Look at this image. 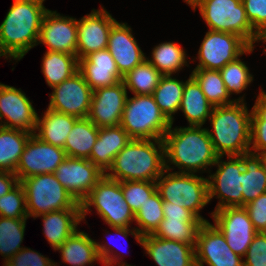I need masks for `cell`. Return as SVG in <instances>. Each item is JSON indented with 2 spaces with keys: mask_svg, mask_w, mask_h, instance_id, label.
Wrapping results in <instances>:
<instances>
[{
  "mask_svg": "<svg viewBox=\"0 0 266 266\" xmlns=\"http://www.w3.org/2000/svg\"><path fill=\"white\" fill-rule=\"evenodd\" d=\"M164 219L197 218L188 209L172 202H163Z\"/></svg>",
  "mask_w": 266,
  "mask_h": 266,
  "instance_id": "cell-48",
  "label": "cell"
},
{
  "mask_svg": "<svg viewBox=\"0 0 266 266\" xmlns=\"http://www.w3.org/2000/svg\"><path fill=\"white\" fill-rule=\"evenodd\" d=\"M78 71L83 75L91 89L97 90L115 85L123 80L110 51L105 48L79 59Z\"/></svg>",
  "mask_w": 266,
  "mask_h": 266,
  "instance_id": "cell-24",
  "label": "cell"
},
{
  "mask_svg": "<svg viewBox=\"0 0 266 266\" xmlns=\"http://www.w3.org/2000/svg\"><path fill=\"white\" fill-rule=\"evenodd\" d=\"M156 186L163 202L184 207L202 222H208L200 215V210L209 203L207 178L165 170L156 180Z\"/></svg>",
  "mask_w": 266,
  "mask_h": 266,
  "instance_id": "cell-6",
  "label": "cell"
},
{
  "mask_svg": "<svg viewBox=\"0 0 266 266\" xmlns=\"http://www.w3.org/2000/svg\"><path fill=\"white\" fill-rule=\"evenodd\" d=\"M27 219L0 216V255L4 257V263L24 248L21 243Z\"/></svg>",
  "mask_w": 266,
  "mask_h": 266,
  "instance_id": "cell-38",
  "label": "cell"
},
{
  "mask_svg": "<svg viewBox=\"0 0 266 266\" xmlns=\"http://www.w3.org/2000/svg\"><path fill=\"white\" fill-rule=\"evenodd\" d=\"M91 206L110 227L128 228L135 221V214L124 199L121 182L105 174L81 202L82 221L92 211Z\"/></svg>",
  "mask_w": 266,
  "mask_h": 266,
  "instance_id": "cell-7",
  "label": "cell"
},
{
  "mask_svg": "<svg viewBox=\"0 0 266 266\" xmlns=\"http://www.w3.org/2000/svg\"><path fill=\"white\" fill-rule=\"evenodd\" d=\"M254 46H250L242 37L215 30H208L199 47V63L195 68L220 70L244 54H250Z\"/></svg>",
  "mask_w": 266,
  "mask_h": 266,
  "instance_id": "cell-11",
  "label": "cell"
},
{
  "mask_svg": "<svg viewBox=\"0 0 266 266\" xmlns=\"http://www.w3.org/2000/svg\"><path fill=\"white\" fill-rule=\"evenodd\" d=\"M244 258L243 266H266V232L254 236Z\"/></svg>",
  "mask_w": 266,
  "mask_h": 266,
  "instance_id": "cell-46",
  "label": "cell"
},
{
  "mask_svg": "<svg viewBox=\"0 0 266 266\" xmlns=\"http://www.w3.org/2000/svg\"><path fill=\"white\" fill-rule=\"evenodd\" d=\"M48 108L77 118H87L93 90L78 71L69 79L53 87Z\"/></svg>",
  "mask_w": 266,
  "mask_h": 266,
  "instance_id": "cell-16",
  "label": "cell"
},
{
  "mask_svg": "<svg viewBox=\"0 0 266 266\" xmlns=\"http://www.w3.org/2000/svg\"><path fill=\"white\" fill-rule=\"evenodd\" d=\"M37 116L32 102L20 88L0 83V122L2 127L34 134Z\"/></svg>",
  "mask_w": 266,
  "mask_h": 266,
  "instance_id": "cell-17",
  "label": "cell"
},
{
  "mask_svg": "<svg viewBox=\"0 0 266 266\" xmlns=\"http://www.w3.org/2000/svg\"><path fill=\"white\" fill-rule=\"evenodd\" d=\"M202 223L199 218L163 219L152 235L195 247L198 229Z\"/></svg>",
  "mask_w": 266,
  "mask_h": 266,
  "instance_id": "cell-36",
  "label": "cell"
},
{
  "mask_svg": "<svg viewBox=\"0 0 266 266\" xmlns=\"http://www.w3.org/2000/svg\"><path fill=\"white\" fill-rule=\"evenodd\" d=\"M259 41L266 43V33H262L258 36L256 39V42L258 43ZM264 53L266 54V48L263 49Z\"/></svg>",
  "mask_w": 266,
  "mask_h": 266,
  "instance_id": "cell-53",
  "label": "cell"
},
{
  "mask_svg": "<svg viewBox=\"0 0 266 266\" xmlns=\"http://www.w3.org/2000/svg\"><path fill=\"white\" fill-rule=\"evenodd\" d=\"M107 49L113 56L122 76L142 63L147 57L139 47L127 23L116 22L109 33Z\"/></svg>",
  "mask_w": 266,
  "mask_h": 266,
  "instance_id": "cell-22",
  "label": "cell"
},
{
  "mask_svg": "<svg viewBox=\"0 0 266 266\" xmlns=\"http://www.w3.org/2000/svg\"><path fill=\"white\" fill-rule=\"evenodd\" d=\"M219 71L230 96L232 94L242 93L254 79L249 67L240 57L229 62Z\"/></svg>",
  "mask_w": 266,
  "mask_h": 266,
  "instance_id": "cell-41",
  "label": "cell"
},
{
  "mask_svg": "<svg viewBox=\"0 0 266 266\" xmlns=\"http://www.w3.org/2000/svg\"><path fill=\"white\" fill-rule=\"evenodd\" d=\"M66 158L67 155L63 148L46 143L35 134H31L25 144L15 174L20 182L31 176L54 173Z\"/></svg>",
  "mask_w": 266,
  "mask_h": 266,
  "instance_id": "cell-13",
  "label": "cell"
},
{
  "mask_svg": "<svg viewBox=\"0 0 266 266\" xmlns=\"http://www.w3.org/2000/svg\"><path fill=\"white\" fill-rule=\"evenodd\" d=\"M88 159L67 157L56 169L54 175L63 187L81 203L104 176Z\"/></svg>",
  "mask_w": 266,
  "mask_h": 266,
  "instance_id": "cell-18",
  "label": "cell"
},
{
  "mask_svg": "<svg viewBox=\"0 0 266 266\" xmlns=\"http://www.w3.org/2000/svg\"><path fill=\"white\" fill-rule=\"evenodd\" d=\"M3 266H55V262L35 250L24 247Z\"/></svg>",
  "mask_w": 266,
  "mask_h": 266,
  "instance_id": "cell-45",
  "label": "cell"
},
{
  "mask_svg": "<svg viewBox=\"0 0 266 266\" xmlns=\"http://www.w3.org/2000/svg\"><path fill=\"white\" fill-rule=\"evenodd\" d=\"M77 34L76 18L48 10L42 21L37 45H46L47 51L76 55Z\"/></svg>",
  "mask_w": 266,
  "mask_h": 266,
  "instance_id": "cell-21",
  "label": "cell"
},
{
  "mask_svg": "<svg viewBox=\"0 0 266 266\" xmlns=\"http://www.w3.org/2000/svg\"><path fill=\"white\" fill-rule=\"evenodd\" d=\"M127 96L123 81L94 90L87 118L98 128L119 126Z\"/></svg>",
  "mask_w": 266,
  "mask_h": 266,
  "instance_id": "cell-20",
  "label": "cell"
},
{
  "mask_svg": "<svg viewBox=\"0 0 266 266\" xmlns=\"http://www.w3.org/2000/svg\"><path fill=\"white\" fill-rule=\"evenodd\" d=\"M166 170L165 147L161 139H131L115 156L112 166L105 175L113 180L151 181Z\"/></svg>",
  "mask_w": 266,
  "mask_h": 266,
  "instance_id": "cell-3",
  "label": "cell"
},
{
  "mask_svg": "<svg viewBox=\"0 0 266 266\" xmlns=\"http://www.w3.org/2000/svg\"><path fill=\"white\" fill-rule=\"evenodd\" d=\"M133 227L123 228V227H111L116 232V235H121L122 238L127 239L128 235L131 234L141 245L142 235ZM114 239V238H113Z\"/></svg>",
  "mask_w": 266,
  "mask_h": 266,
  "instance_id": "cell-50",
  "label": "cell"
},
{
  "mask_svg": "<svg viewBox=\"0 0 266 266\" xmlns=\"http://www.w3.org/2000/svg\"><path fill=\"white\" fill-rule=\"evenodd\" d=\"M257 232H266V193L243 206Z\"/></svg>",
  "mask_w": 266,
  "mask_h": 266,
  "instance_id": "cell-47",
  "label": "cell"
},
{
  "mask_svg": "<svg viewBox=\"0 0 266 266\" xmlns=\"http://www.w3.org/2000/svg\"><path fill=\"white\" fill-rule=\"evenodd\" d=\"M130 140L128 133L120 125L99 128L97 141L88 160L106 173L112 166L115 156Z\"/></svg>",
  "mask_w": 266,
  "mask_h": 266,
  "instance_id": "cell-25",
  "label": "cell"
},
{
  "mask_svg": "<svg viewBox=\"0 0 266 266\" xmlns=\"http://www.w3.org/2000/svg\"><path fill=\"white\" fill-rule=\"evenodd\" d=\"M112 247L106 243L96 242L88 233L77 230L56 251L61 253L62 262L70 266H94L93 263L96 261L104 266H132L121 262V254L115 253Z\"/></svg>",
  "mask_w": 266,
  "mask_h": 266,
  "instance_id": "cell-12",
  "label": "cell"
},
{
  "mask_svg": "<svg viewBox=\"0 0 266 266\" xmlns=\"http://www.w3.org/2000/svg\"><path fill=\"white\" fill-rule=\"evenodd\" d=\"M121 188L124 199L134 214L157 191L156 182L140 180L122 181Z\"/></svg>",
  "mask_w": 266,
  "mask_h": 266,
  "instance_id": "cell-42",
  "label": "cell"
},
{
  "mask_svg": "<svg viewBox=\"0 0 266 266\" xmlns=\"http://www.w3.org/2000/svg\"><path fill=\"white\" fill-rule=\"evenodd\" d=\"M214 106L208 101L200 85L189 75L185 81L179 111L184 113L188 126H203Z\"/></svg>",
  "mask_w": 266,
  "mask_h": 266,
  "instance_id": "cell-27",
  "label": "cell"
},
{
  "mask_svg": "<svg viewBox=\"0 0 266 266\" xmlns=\"http://www.w3.org/2000/svg\"><path fill=\"white\" fill-rule=\"evenodd\" d=\"M258 155L261 159L262 166H263L264 170L266 171V152H260V153H258Z\"/></svg>",
  "mask_w": 266,
  "mask_h": 266,
  "instance_id": "cell-52",
  "label": "cell"
},
{
  "mask_svg": "<svg viewBox=\"0 0 266 266\" xmlns=\"http://www.w3.org/2000/svg\"><path fill=\"white\" fill-rule=\"evenodd\" d=\"M170 125L152 95L127 96L120 126L131 139L163 140Z\"/></svg>",
  "mask_w": 266,
  "mask_h": 266,
  "instance_id": "cell-5",
  "label": "cell"
},
{
  "mask_svg": "<svg viewBox=\"0 0 266 266\" xmlns=\"http://www.w3.org/2000/svg\"><path fill=\"white\" fill-rule=\"evenodd\" d=\"M141 245L157 266H196L193 245L153 235L142 236Z\"/></svg>",
  "mask_w": 266,
  "mask_h": 266,
  "instance_id": "cell-23",
  "label": "cell"
},
{
  "mask_svg": "<svg viewBox=\"0 0 266 266\" xmlns=\"http://www.w3.org/2000/svg\"><path fill=\"white\" fill-rule=\"evenodd\" d=\"M116 19L103 7L77 20L76 56L82 59L92 52L107 48L108 37Z\"/></svg>",
  "mask_w": 266,
  "mask_h": 266,
  "instance_id": "cell-19",
  "label": "cell"
},
{
  "mask_svg": "<svg viewBox=\"0 0 266 266\" xmlns=\"http://www.w3.org/2000/svg\"><path fill=\"white\" fill-rule=\"evenodd\" d=\"M185 50L174 42H163L152 50L151 58H146L162 75H172L184 66L188 67ZM150 59V60H149Z\"/></svg>",
  "mask_w": 266,
  "mask_h": 266,
  "instance_id": "cell-35",
  "label": "cell"
},
{
  "mask_svg": "<svg viewBox=\"0 0 266 266\" xmlns=\"http://www.w3.org/2000/svg\"><path fill=\"white\" fill-rule=\"evenodd\" d=\"M223 156H218L213 166L217 167L215 173L208 175L209 202L216 197L219 202L215 210L225 207L243 206L242 196V155L227 156L228 160H222Z\"/></svg>",
  "mask_w": 266,
  "mask_h": 266,
  "instance_id": "cell-10",
  "label": "cell"
},
{
  "mask_svg": "<svg viewBox=\"0 0 266 266\" xmlns=\"http://www.w3.org/2000/svg\"><path fill=\"white\" fill-rule=\"evenodd\" d=\"M31 133L0 127V171L15 173Z\"/></svg>",
  "mask_w": 266,
  "mask_h": 266,
  "instance_id": "cell-33",
  "label": "cell"
},
{
  "mask_svg": "<svg viewBox=\"0 0 266 266\" xmlns=\"http://www.w3.org/2000/svg\"><path fill=\"white\" fill-rule=\"evenodd\" d=\"M19 180L15 173L9 171H0V197L13 189Z\"/></svg>",
  "mask_w": 266,
  "mask_h": 266,
  "instance_id": "cell-49",
  "label": "cell"
},
{
  "mask_svg": "<svg viewBox=\"0 0 266 266\" xmlns=\"http://www.w3.org/2000/svg\"><path fill=\"white\" fill-rule=\"evenodd\" d=\"M203 0H184L194 10Z\"/></svg>",
  "mask_w": 266,
  "mask_h": 266,
  "instance_id": "cell-51",
  "label": "cell"
},
{
  "mask_svg": "<svg viewBox=\"0 0 266 266\" xmlns=\"http://www.w3.org/2000/svg\"><path fill=\"white\" fill-rule=\"evenodd\" d=\"M185 82L173 78V75H163L153 91L155 103L166 118L173 123V115L179 111Z\"/></svg>",
  "mask_w": 266,
  "mask_h": 266,
  "instance_id": "cell-34",
  "label": "cell"
},
{
  "mask_svg": "<svg viewBox=\"0 0 266 266\" xmlns=\"http://www.w3.org/2000/svg\"><path fill=\"white\" fill-rule=\"evenodd\" d=\"M43 219V233L48 243L56 251L78 229L82 221L81 209H62L40 216Z\"/></svg>",
  "mask_w": 266,
  "mask_h": 266,
  "instance_id": "cell-26",
  "label": "cell"
},
{
  "mask_svg": "<svg viewBox=\"0 0 266 266\" xmlns=\"http://www.w3.org/2000/svg\"><path fill=\"white\" fill-rule=\"evenodd\" d=\"M247 19L260 35L266 33V0H241Z\"/></svg>",
  "mask_w": 266,
  "mask_h": 266,
  "instance_id": "cell-44",
  "label": "cell"
},
{
  "mask_svg": "<svg viewBox=\"0 0 266 266\" xmlns=\"http://www.w3.org/2000/svg\"><path fill=\"white\" fill-rule=\"evenodd\" d=\"M163 75L147 60L123 76L126 89L134 95H152Z\"/></svg>",
  "mask_w": 266,
  "mask_h": 266,
  "instance_id": "cell-37",
  "label": "cell"
},
{
  "mask_svg": "<svg viewBox=\"0 0 266 266\" xmlns=\"http://www.w3.org/2000/svg\"><path fill=\"white\" fill-rule=\"evenodd\" d=\"M41 69L47 85L53 88L78 72L79 60L76 55L46 51Z\"/></svg>",
  "mask_w": 266,
  "mask_h": 266,
  "instance_id": "cell-31",
  "label": "cell"
},
{
  "mask_svg": "<svg viewBox=\"0 0 266 266\" xmlns=\"http://www.w3.org/2000/svg\"><path fill=\"white\" fill-rule=\"evenodd\" d=\"M200 15L210 30L233 33L255 46L259 34L252 28L241 0H203Z\"/></svg>",
  "mask_w": 266,
  "mask_h": 266,
  "instance_id": "cell-9",
  "label": "cell"
},
{
  "mask_svg": "<svg viewBox=\"0 0 266 266\" xmlns=\"http://www.w3.org/2000/svg\"><path fill=\"white\" fill-rule=\"evenodd\" d=\"M163 219V200L158 191H156L141 205L135 214V223L139 226L135 227V229L142 236L152 235Z\"/></svg>",
  "mask_w": 266,
  "mask_h": 266,
  "instance_id": "cell-39",
  "label": "cell"
},
{
  "mask_svg": "<svg viewBox=\"0 0 266 266\" xmlns=\"http://www.w3.org/2000/svg\"><path fill=\"white\" fill-rule=\"evenodd\" d=\"M48 10L36 0H14L0 25V57L18 62L36 46Z\"/></svg>",
  "mask_w": 266,
  "mask_h": 266,
  "instance_id": "cell-2",
  "label": "cell"
},
{
  "mask_svg": "<svg viewBox=\"0 0 266 266\" xmlns=\"http://www.w3.org/2000/svg\"><path fill=\"white\" fill-rule=\"evenodd\" d=\"M0 216L8 218H29L25 191L19 182L7 194L0 197Z\"/></svg>",
  "mask_w": 266,
  "mask_h": 266,
  "instance_id": "cell-43",
  "label": "cell"
},
{
  "mask_svg": "<svg viewBox=\"0 0 266 266\" xmlns=\"http://www.w3.org/2000/svg\"><path fill=\"white\" fill-rule=\"evenodd\" d=\"M247 103L236 101L226 106H216L209 117L213 130L208 135L218 156H240L250 152L252 110Z\"/></svg>",
  "mask_w": 266,
  "mask_h": 266,
  "instance_id": "cell-4",
  "label": "cell"
},
{
  "mask_svg": "<svg viewBox=\"0 0 266 266\" xmlns=\"http://www.w3.org/2000/svg\"><path fill=\"white\" fill-rule=\"evenodd\" d=\"M194 248L196 266H243V257L231 250L222 232L209 221L199 227Z\"/></svg>",
  "mask_w": 266,
  "mask_h": 266,
  "instance_id": "cell-15",
  "label": "cell"
},
{
  "mask_svg": "<svg viewBox=\"0 0 266 266\" xmlns=\"http://www.w3.org/2000/svg\"><path fill=\"white\" fill-rule=\"evenodd\" d=\"M27 204V215L33 219L62 209H81V203L63 187L54 173L31 176L20 181Z\"/></svg>",
  "mask_w": 266,
  "mask_h": 266,
  "instance_id": "cell-8",
  "label": "cell"
},
{
  "mask_svg": "<svg viewBox=\"0 0 266 266\" xmlns=\"http://www.w3.org/2000/svg\"><path fill=\"white\" fill-rule=\"evenodd\" d=\"M200 85L201 90L214 106H226L236 101H244V96L238 99H230L231 96L225 87L219 70L194 68L190 74Z\"/></svg>",
  "mask_w": 266,
  "mask_h": 266,
  "instance_id": "cell-32",
  "label": "cell"
},
{
  "mask_svg": "<svg viewBox=\"0 0 266 266\" xmlns=\"http://www.w3.org/2000/svg\"><path fill=\"white\" fill-rule=\"evenodd\" d=\"M242 196L243 206L266 193V171L258 154L248 152L242 154Z\"/></svg>",
  "mask_w": 266,
  "mask_h": 266,
  "instance_id": "cell-30",
  "label": "cell"
},
{
  "mask_svg": "<svg viewBox=\"0 0 266 266\" xmlns=\"http://www.w3.org/2000/svg\"><path fill=\"white\" fill-rule=\"evenodd\" d=\"M99 128L88 118H78L65 141L67 157L89 159L93 145L97 141Z\"/></svg>",
  "mask_w": 266,
  "mask_h": 266,
  "instance_id": "cell-29",
  "label": "cell"
},
{
  "mask_svg": "<svg viewBox=\"0 0 266 266\" xmlns=\"http://www.w3.org/2000/svg\"><path fill=\"white\" fill-rule=\"evenodd\" d=\"M77 119V117L47 108L43 117L37 116L34 134L46 143L64 148L68 134Z\"/></svg>",
  "mask_w": 266,
  "mask_h": 266,
  "instance_id": "cell-28",
  "label": "cell"
},
{
  "mask_svg": "<svg viewBox=\"0 0 266 266\" xmlns=\"http://www.w3.org/2000/svg\"><path fill=\"white\" fill-rule=\"evenodd\" d=\"M260 89L252 107L250 152L258 154L266 152V92Z\"/></svg>",
  "mask_w": 266,
  "mask_h": 266,
  "instance_id": "cell-40",
  "label": "cell"
},
{
  "mask_svg": "<svg viewBox=\"0 0 266 266\" xmlns=\"http://www.w3.org/2000/svg\"><path fill=\"white\" fill-rule=\"evenodd\" d=\"M211 216L231 250L244 258L254 236L258 233L246 209L243 206L225 207L214 210Z\"/></svg>",
  "mask_w": 266,
  "mask_h": 266,
  "instance_id": "cell-14",
  "label": "cell"
},
{
  "mask_svg": "<svg viewBox=\"0 0 266 266\" xmlns=\"http://www.w3.org/2000/svg\"><path fill=\"white\" fill-rule=\"evenodd\" d=\"M163 138L165 147V168L173 171L174 165L179 171L176 173L195 174L203 172L208 166L213 167L218 155L214 150L213 143L208 135L207 128L202 126H187L172 128Z\"/></svg>",
  "mask_w": 266,
  "mask_h": 266,
  "instance_id": "cell-1",
  "label": "cell"
}]
</instances>
